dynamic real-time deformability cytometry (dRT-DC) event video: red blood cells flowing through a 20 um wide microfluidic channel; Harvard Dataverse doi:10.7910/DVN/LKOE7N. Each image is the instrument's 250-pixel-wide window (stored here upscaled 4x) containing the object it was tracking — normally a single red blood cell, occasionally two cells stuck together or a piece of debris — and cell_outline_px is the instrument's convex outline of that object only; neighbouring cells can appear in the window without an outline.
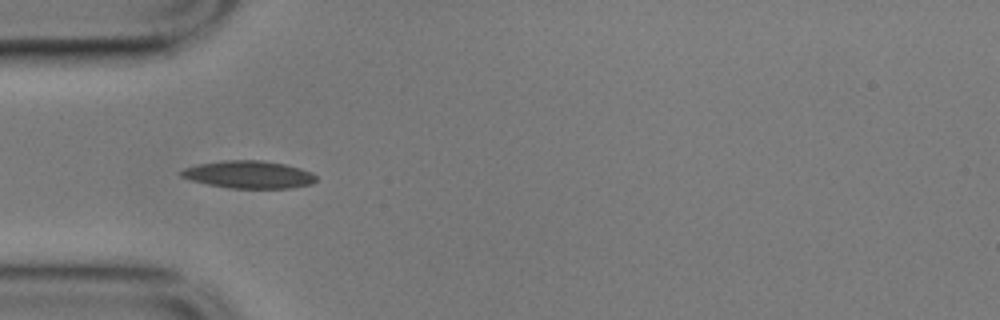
{"species": "common noctule bat (a hibernating species)", "species_latin": "Nyctalus noctula", "temperature_condition": "cold", "stored_images_in_passage": 21, "camera_frame_rate_fps": 3000, "um_per_image_px": 0.085, "animal": {"sex": "male", "body_mass_g": 17.9}, "frame": {"image": 1, "passage_image": 4, "time_ms": 1.0, "image_size_px": [1000, 320], "cell_outline_px": [[316, 180], [312, 184], [292, 188], [228, 188], [208, 184], [192, 180], [180, 176], [180, 172], [184, 168], [196, 164], [224, 160], [260, 160], [284, 164], [300, 168], [312, 172], [316, 176]], "centroid_in_image_um": [21.15, 14.83], "position_along_channel_um": 63.8, "area_um2": 21.68}}